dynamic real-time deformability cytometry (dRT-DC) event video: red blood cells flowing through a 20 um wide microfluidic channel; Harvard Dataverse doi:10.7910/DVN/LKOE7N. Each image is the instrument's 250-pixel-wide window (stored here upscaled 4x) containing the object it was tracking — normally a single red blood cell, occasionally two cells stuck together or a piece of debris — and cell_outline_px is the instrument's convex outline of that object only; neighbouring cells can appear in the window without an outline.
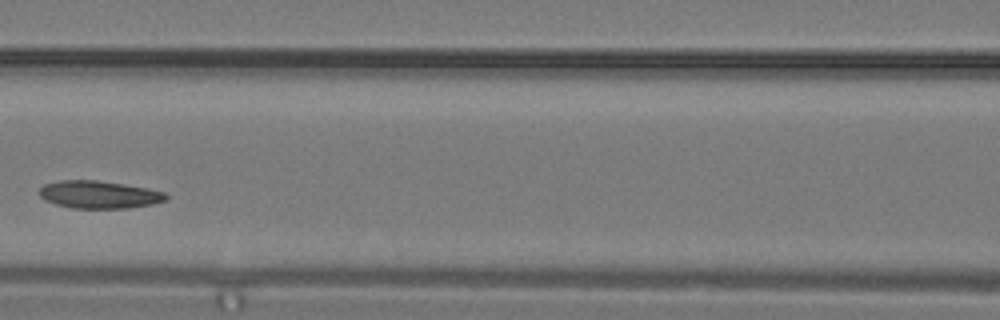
{"species": "common noctule bat (a hibernating species)", "species_latin": "Nyctalus noctula", "temperature_condition": "warm", "stored_images_in_passage": 10, "camera_frame_rate_fps": 3000, "um_per_image_px": 0.085, "animal": {"sex": "male", "body_mass_g": 19.2, "forearm_length_mm": 51.8}, "frame": {"image": 1, "passage_image": 6, "time_ms": 1.667, "image_size_px": [1000, 320], "cell_outline_px": [[168, 196], [164, 200], [152, 204], [128, 208], [72, 208], [56, 204], [44, 200], [40, 196], [40, 188], [44, 184], [60, 180], [96, 180], [124, 184], [148, 188], [164, 192]], "centroid_in_image_um": [8.4, 16.53], "position_along_channel_um": 158.2, "area_um2": 20.29}}
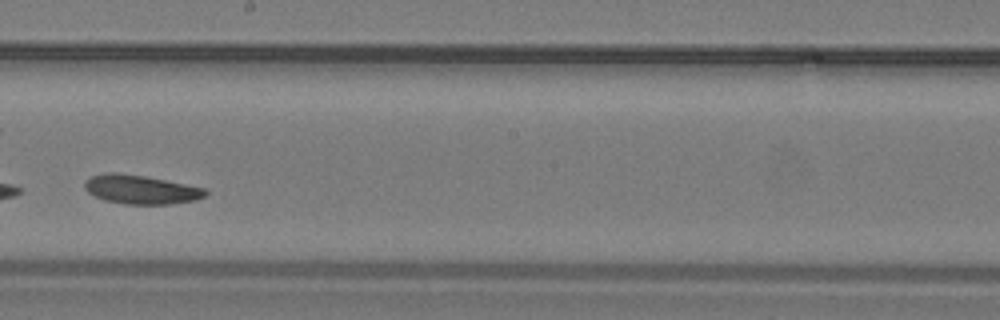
{"frame": {"image": 2, "passage_image": 9, "time_ms": 2.667, "image_size_px": [1000, 320], "cell_outline_px": [[208, 192], [204, 196], [196, 200], [168, 204], [124, 204], [104, 200], [88, 192], [84, 188], [84, 180], [92, 176], [104, 172], [116, 172], [144, 176], [204, 188]], "centroid_in_image_um": [11.92, 16.1], "position_along_channel_um": 236.3, "area_um2": 20.23}}